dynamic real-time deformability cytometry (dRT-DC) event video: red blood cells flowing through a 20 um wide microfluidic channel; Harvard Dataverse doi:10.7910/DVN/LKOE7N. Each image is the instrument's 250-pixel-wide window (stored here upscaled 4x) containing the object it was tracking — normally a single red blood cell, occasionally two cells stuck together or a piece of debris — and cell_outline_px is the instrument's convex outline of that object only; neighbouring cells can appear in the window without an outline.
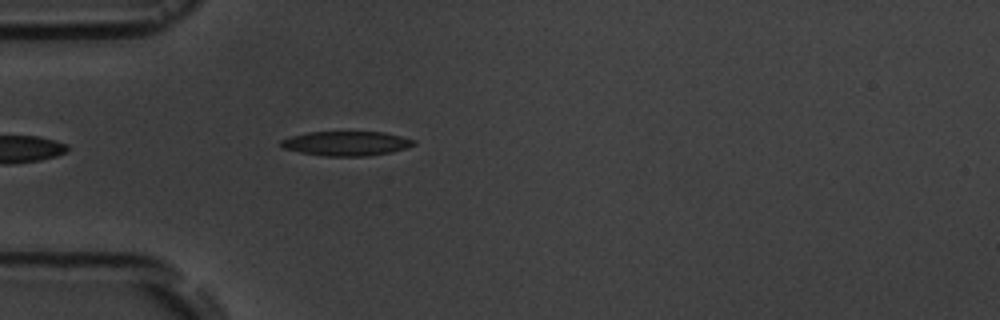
{"species": "common noctule bat (a hibernating species)", "species_latin": "Nyctalus noctula", "temperature_condition": "room temperature", "stored_images_in_passage": 2, "camera_frame_rate_fps": 3000, "um_per_image_px": 0.085, "animal": {"sex": "male", "body_mass_g": 19.5, "forearm_length_mm": 54.6}, "frame": {"image": 1, "passage_image": 2, "time_ms": 1.0, "image_size_px": [1000, 320], "cell_outline_px": [[416, 144], [408, 148], [392, 152], [368, 156], [324, 156], [300, 152], [284, 148], [280, 144], [280, 140], [292, 136], [308, 132], [384, 132], [416, 140]], "centroid_in_image_um": [29.48, 12.2], "position_along_channel_um": 55.5, "area_um2": 18.96}}